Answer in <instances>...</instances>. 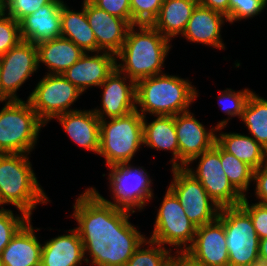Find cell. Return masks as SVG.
I'll use <instances>...</instances> for the list:
<instances>
[{
    "label": "cell",
    "instance_id": "40",
    "mask_svg": "<svg viewBox=\"0 0 267 266\" xmlns=\"http://www.w3.org/2000/svg\"><path fill=\"white\" fill-rule=\"evenodd\" d=\"M252 187L254 193L251 192L250 197L256 199L251 201L267 205V164L254 170Z\"/></svg>",
    "mask_w": 267,
    "mask_h": 266
},
{
    "label": "cell",
    "instance_id": "42",
    "mask_svg": "<svg viewBox=\"0 0 267 266\" xmlns=\"http://www.w3.org/2000/svg\"><path fill=\"white\" fill-rule=\"evenodd\" d=\"M259 265L267 266V237L259 240Z\"/></svg>",
    "mask_w": 267,
    "mask_h": 266
},
{
    "label": "cell",
    "instance_id": "36",
    "mask_svg": "<svg viewBox=\"0 0 267 266\" xmlns=\"http://www.w3.org/2000/svg\"><path fill=\"white\" fill-rule=\"evenodd\" d=\"M21 40L19 22L2 11L0 13V57Z\"/></svg>",
    "mask_w": 267,
    "mask_h": 266
},
{
    "label": "cell",
    "instance_id": "25",
    "mask_svg": "<svg viewBox=\"0 0 267 266\" xmlns=\"http://www.w3.org/2000/svg\"><path fill=\"white\" fill-rule=\"evenodd\" d=\"M38 66L47 71L44 74H63L85 53L71 40L59 37L36 45Z\"/></svg>",
    "mask_w": 267,
    "mask_h": 266
},
{
    "label": "cell",
    "instance_id": "30",
    "mask_svg": "<svg viewBox=\"0 0 267 266\" xmlns=\"http://www.w3.org/2000/svg\"><path fill=\"white\" fill-rule=\"evenodd\" d=\"M220 159L223 170L232 186L243 196L250 194L253 183L254 169L220 146Z\"/></svg>",
    "mask_w": 267,
    "mask_h": 266
},
{
    "label": "cell",
    "instance_id": "16",
    "mask_svg": "<svg viewBox=\"0 0 267 266\" xmlns=\"http://www.w3.org/2000/svg\"><path fill=\"white\" fill-rule=\"evenodd\" d=\"M185 253L204 266H229L223 223L217 218L197 227L194 240Z\"/></svg>",
    "mask_w": 267,
    "mask_h": 266
},
{
    "label": "cell",
    "instance_id": "1",
    "mask_svg": "<svg viewBox=\"0 0 267 266\" xmlns=\"http://www.w3.org/2000/svg\"><path fill=\"white\" fill-rule=\"evenodd\" d=\"M76 197L69 217L76 222L86 266H125L147 238L130 220L137 212L106 201L93 185Z\"/></svg>",
    "mask_w": 267,
    "mask_h": 266
},
{
    "label": "cell",
    "instance_id": "46",
    "mask_svg": "<svg viewBox=\"0 0 267 266\" xmlns=\"http://www.w3.org/2000/svg\"><path fill=\"white\" fill-rule=\"evenodd\" d=\"M3 11V1H0V13Z\"/></svg>",
    "mask_w": 267,
    "mask_h": 266
},
{
    "label": "cell",
    "instance_id": "6",
    "mask_svg": "<svg viewBox=\"0 0 267 266\" xmlns=\"http://www.w3.org/2000/svg\"><path fill=\"white\" fill-rule=\"evenodd\" d=\"M45 127L27 100H10L0 109V154L31 155Z\"/></svg>",
    "mask_w": 267,
    "mask_h": 266
},
{
    "label": "cell",
    "instance_id": "12",
    "mask_svg": "<svg viewBox=\"0 0 267 266\" xmlns=\"http://www.w3.org/2000/svg\"><path fill=\"white\" fill-rule=\"evenodd\" d=\"M168 188L176 195L190 221L200 227L218 218L220 206L205 191L202 184L184 167H169Z\"/></svg>",
    "mask_w": 267,
    "mask_h": 266
},
{
    "label": "cell",
    "instance_id": "28",
    "mask_svg": "<svg viewBox=\"0 0 267 266\" xmlns=\"http://www.w3.org/2000/svg\"><path fill=\"white\" fill-rule=\"evenodd\" d=\"M198 0H163L152 26L171 42L184 33Z\"/></svg>",
    "mask_w": 267,
    "mask_h": 266
},
{
    "label": "cell",
    "instance_id": "34",
    "mask_svg": "<svg viewBox=\"0 0 267 266\" xmlns=\"http://www.w3.org/2000/svg\"><path fill=\"white\" fill-rule=\"evenodd\" d=\"M267 10V0H229V25L252 20Z\"/></svg>",
    "mask_w": 267,
    "mask_h": 266
},
{
    "label": "cell",
    "instance_id": "24",
    "mask_svg": "<svg viewBox=\"0 0 267 266\" xmlns=\"http://www.w3.org/2000/svg\"><path fill=\"white\" fill-rule=\"evenodd\" d=\"M143 118L144 148L171 153V167H179V146L174 116H152Z\"/></svg>",
    "mask_w": 267,
    "mask_h": 266
},
{
    "label": "cell",
    "instance_id": "41",
    "mask_svg": "<svg viewBox=\"0 0 267 266\" xmlns=\"http://www.w3.org/2000/svg\"><path fill=\"white\" fill-rule=\"evenodd\" d=\"M198 4L222 13L229 20V0H198Z\"/></svg>",
    "mask_w": 267,
    "mask_h": 266
},
{
    "label": "cell",
    "instance_id": "7",
    "mask_svg": "<svg viewBox=\"0 0 267 266\" xmlns=\"http://www.w3.org/2000/svg\"><path fill=\"white\" fill-rule=\"evenodd\" d=\"M107 186L110 199L103 197L106 201L115 206L126 208L134 212H142L146 206L154 202L158 196L154 193L153 176H150L148 169L137 166L135 163H124L113 165L107 168ZM152 177V178H151ZM154 198V199H153Z\"/></svg>",
    "mask_w": 267,
    "mask_h": 266
},
{
    "label": "cell",
    "instance_id": "14",
    "mask_svg": "<svg viewBox=\"0 0 267 266\" xmlns=\"http://www.w3.org/2000/svg\"><path fill=\"white\" fill-rule=\"evenodd\" d=\"M100 104L91 108L100 120L125 116L136 110V82L117 68L98 87Z\"/></svg>",
    "mask_w": 267,
    "mask_h": 266
},
{
    "label": "cell",
    "instance_id": "45",
    "mask_svg": "<svg viewBox=\"0 0 267 266\" xmlns=\"http://www.w3.org/2000/svg\"><path fill=\"white\" fill-rule=\"evenodd\" d=\"M9 101H10V99L4 94V92L2 91L1 86H0V104L4 105Z\"/></svg>",
    "mask_w": 267,
    "mask_h": 266
},
{
    "label": "cell",
    "instance_id": "31",
    "mask_svg": "<svg viewBox=\"0 0 267 266\" xmlns=\"http://www.w3.org/2000/svg\"><path fill=\"white\" fill-rule=\"evenodd\" d=\"M254 90L248 87L240 90H234L232 88H226L224 90H218L217 104L221 112L227 117L220 119L215 125L217 128L227 126L229 122L237 117L241 118L246 102Z\"/></svg>",
    "mask_w": 267,
    "mask_h": 266
},
{
    "label": "cell",
    "instance_id": "17",
    "mask_svg": "<svg viewBox=\"0 0 267 266\" xmlns=\"http://www.w3.org/2000/svg\"><path fill=\"white\" fill-rule=\"evenodd\" d=\"M116 68V56L109 52H85L62 75L83 94L98 88Z\"/></svg>",
    "mask_w": 267,
    "mask_h": 266
},
{
    "label": "cell",
    "instance_id": "22",
    "mask_svg": "<svg viewBox=\"0 0 267 266\" xmlns=\"http://www.w3.org/2000/svg\"><path fill=\"white\" fill-rule=\"evenodd\" d=\"M32 218L16 233L0 255L2 266H41L42 243Z\"/></svg>",
    "mask_w": 267,
    "mask_h": 266
},
{
    "label": "cell",
    "instance_id": "4",
    "mask_svg": "<svg viewBox=\"0 0 267 266\" xmlns=\"http://www.w3.org/2000/svg\"><path fill=\"white\" fill-rule=\"evenodd\" d=\"M30 158L23 153L0 154V208L11 205L33 218L37 206H47L52 200L40 184Z\"/></svg>",
    "mask_w": 267,
    "mask_h": 266
},
{
    "label": "cell",
    "instance_id": "23",
    "mask_svg": "<svg viewBox=\"0 0 267 266\" xmlns=\"http://www.w3.org/2000/svg\"><path fill=\"white\" fill-rule=\"evenodd\" d=\"M42 242L41 266H82L86 264L84 248L78 231L73 227Z\"/></svg>",
    "mask_w": 267,
    "mask_h": 266
},
{
    "label": "cell",
    "instance_id": "26",
    "mask_svg": "<svg viewBox=\"0 0 267 266\" xmlns=\"http://www.w3.org/2000/svg\"><path fill=\"white\" fill-rule=\"evenodd\" d=\"M227 126L216 129V142L228 153L251 166L254 170L267 164V150L250 135L225 132Z\"/></svg>",
    "mask_w": 267,
    "mask_h": 266
},
{
    "label": "cell",
    "instance_id": "3",
    "mask_svg": "<svg viewBox=\"0 0 267 266\" xmlns=\"http://www.w3.org/2000/svg\"><path fill=\"white\" fill-rule=\"evenodd\" d=\"M187 78L162 73L136 82V110L143 116H175L190 111L201 95Z\"/></svg>",
    "mask_w": 267,
    "mask_h": 266
},
{
    "label": "cell",
    "instance_id": "10",
    "mask_svg": "<svg viewBox=\"0 0 267 266\" xmlns=\"http://www.w3.org/2000/svg\"><path fill=\"white\" fill-rule=\"evenodd\" d=\"M38 80L26 100L46 126L55 117L78 110L73 105L83 93L62 74H45Z\"/></svg>",
    "mask_w": 267,
    "mask_h": 266
},
{
    "label": "cell",
    "instance_id": "35",
    "mask_svg": "<svg viewBox=\"0 0 267 266\" xmlns=\"http://www.w3.org/2000/svg\"><path fill=\"white\" fill-rule=\"evenodd\" d=\"M163 0H130L131 25L149 24L157 18Z\"/></svg>",
    "mask_w": 267,
    "mask_h": 266
},
{
    "label": "cell",
    "instance_id": "32",
    "mask_svg": "<svg viewBox=\"0 0 267 266\" xmlns=\"http://www.w3.org/2000/svg\"><path fill=\"white\" fill-rule=\"evenodd\" d=\"M173 252L160 243L146 238L125 266H162Z\"/></svg>",
    "mask_w": 267,
    "mask_h": 266
},
{
    "label": "cell",
    "instance_id": "37",
    "mask_svg": "<svg viewBox=\"0 0 267 266\" xmlns=\"http://www.w3.org/2000/svg\"><path fill=\"white\" fill-rule=\"evenodd\" d=\"M53 0H3V11L15 21H20L25 16L34 13L40 7L51 3Z\"/></svg>",
    "mask_w": 267,
    "mask_h": 266
},
{
    "label": "cell",
    "instance_id": "8",
    "mask_svg": "<svg viewBox=\"0 0 267 266\" xmlns=\"http://www.w3.org/2000/svg\"><path fill=\"white\" fill-rule=\"evenodd\" d=\"M165 191L156 209L153 230L147 238L162 244L173 253H185L194 240L197 227L185 214L176 195L168 187Z\"/></svg>",
    "mask_w": 267,
    "mask_h": 266
},
{
    "label": "cell",
    "instance_id": "2",
    "mask_svg": "<svg viewBox=\"0 0 267 266\" xmlns=\"http://www.w3.org/2000/svg\"><path fill=\"white\" fill-rule=\"evenodd\" d=\"M172 48L171 41L152 25H132L115 55L116 68L135 82L165 73V61Z\"/></svg>",
    "mask_w": 267,
    "mask_h": 266
},
{
    "label": "cell",
    "instance_id": "29",
    "mask_svg": "<svg viewBox=\"0 0 267 266\" xmlns=\"http://www.w3.org/2000/svg\"><path fill=\"white\" fill-rule=\"evenodd\" d=\"M248 135L267 150V99L253 91L239 119Z\"/></svg>",
    "mask_w": 267,
    "mask_h": 266
},
{
    "label": "cell",
    "instance_id": "18",
    "mask_svg": "<svg viewBox=\"0 0 267 266\" xmlns=\"http://www.w3.org/2000/svg\"><path fill=\"white\" fill-rule=\"evenodd\" d=\"M229 24L228 17L220 12L197 4L180 39L195 44H202L212 49L226 50L222 37L224 25Z\"/></svg>",
    "mask_w": 267,
    "mask_h": 266
},
{
    "label": "cell",
    "instance_id": "5",
    "mask_svg": "<svg viewBox=\"0 0 267 266\" xmlns=\"http://www.w3.org/2000/svg\"><path fill=\"white\" fill-rule=\"evenodd\" d=\"M143 118L134 110L125 116L100 120L98 156L104 158L106 168L134 161L144 146Z\"/></svg>",
    "mask_w": 267,
    "mask_h": 266
},
{
    "label": "cell",
    "instance_id": "27",
    "mask_svg": "<svg viewBox=\"0 0 267 266\" xmlns=\"http://www.w3.org/2000/svg\"><path fill=\"white\" fill-rule=\"evenodd\" d=\"M81 9L76 10L65 0L61 7V37L71 40L84 52H97V41L88 23L85 11V0Z\"/></svg>",
    "mask_w": 267,
    "mask_h": 266
},
{
    "label": "cell",
    "instance_id": "13",
    "mask_svg": "<svg viewBox=\"0 0 267 266\" xmlns=\"http://www.w3.org/2000/svg\"><path fill=\"white\" fill-rule=\"evenodd\" d=\"M37 46L21 40L0 57V86L10 100H21L19 90L39 73Z\"/></svg>",
    "mask_w": 267,
    "mask_h": 266
},
{
    "label": "cell",
    "instance_id": "11",
    "mask_svg": "<svg viewBox=\"0 0 267 266\" xmlns=\"http://www.w3.org/2000/svg\"><path fill=\"white\" fill-rule=\"evenodd\" d=\"M184 168L202 184L220 208L238 206L242 202L244 197L232 186L223 170L217 142L210 150L194 157Z\"/></svg>",
    "mask_w": 267,
    "mask_h": 266
},
{
    "label": "cell",
    "instance_id": "39",
    "mask_svg": "<svg viewBox=\"0 0 267 266\" xmlns=\"http://www.w3.org/2000/svg\"><path fill=\"white\" fill-rule=\"evenodd\" d=\"M99 9L128 21L131 24L130 0H90Z\"/></svg>",
    "mask_w": 267,
    "mask_h": 266
},
{
    "label": "cell",
    "instance_id": "20",
    "mask_svg": "<svg viewBox=\"0 0 267 266\" xmlns=\"http://www.w3.org/2000/svg\"><path fill=\"white\" fill-rule=\"evenodd\" d=\"M61 125L67 137L92 154L98 155L100 147V119L92 109H79L61 114L53 121Z\"/></svg>",
    "mask_w": 267,
    "mask_h": 266
},
{
    "label": "cell",
    "instance_id": "33",
    "mask_svg": "<svg viewBox=\"0 0 267 266\" xmlns=\"http://www.w3.org/2000/svg\"><path fill=\"white\" fill-rule=\"evenodd\" d=\"M30 219L31 217L20 210L17 213L13 208H0V255L10 240Z\"/></svg>",
    "mask_w": 267,
    "mask_h": 266
},
{
    "label": "cell",
    "instance_id": "9",
    "mask_svg": "<svg viewBox=\"0 0 267 266\" xmlns=\"http://www.w3.org/2000/svg\"><path fill=\"white\" fill-rule=\"evenodd\" d=\"M218 219L224 226L229 266H258L260 239L250 215L238 205L222 207Z\"/></svg>",
    "mask_w": 267,
    "mask_h": 266
},
{
    "label": "cell",
    "instance_id": "19",
    "mask_svg": "<svg viewBox=\"0 0 267 266\" xmlns=\"http://www.w3.org/2000/svg\"><path fill=\"white\" fill-rule=\"evenodd\" d=\"M85 11L97 41V52L104 51L116 55L122 48L132 25L99 9L90 0H85Z\"/></svg>",
    "mask_w": 267,
    "mask_h": 266
},
{
    "label": "cell",
    "instance_id": "44",
    "mask_svg": "<svg viewBox=\"0 0 267 266\" xmlns=\"http://www.w3.org/2000/svg\"><path fill=\"white\" fill-rule=\"evenodd\" d=\"M162 266H178V253H173Z\"/></svg>",
    "mask_w": 267,
    "mask_h": 266
},
{
    "label": "cell",
    "instance_id": "43",
    "mask_svg": "<svg viewBox=\"0 0 267 266\" xmlns=\"http://www.w3.org/2000/svg\"><path fill=\"white\" fill-rule=\"evenodd\" d=\"M178 266H204L195 262L186 253H178Z\"/></svg>",
    "mask_w": 267,
    "mask_h": 266
},
{
    "label": "cell",
    "instance_id": "15",
    "mask_svg": "<svg viewBox=\"0 0 267 266\" xmlns=\"http://www.w3.org/2000/svg\"><path fill=\"white\" fill-rule=\"evenodd\" d=\"M187 111L174 116L179 146V167H185L194 157L210 150L216 142V126L209 127Z\"/></svg>",
    "mask_w": 267,
    "mask_h": 266
},
{
    "label": "cell",
    "instance_id": "38",
    "mask_svg": "<svg viewBox=\"0 0 267 266\" xmlns=\"http://www.w3.org/2000/svg\"><path fill=\"white\" fill-rule=\"evenodd\" d=\"M249 195L244 197L240 206L250 215L259 239L267 237V205L253 201Z\"/></svg>",
    "mask_w": 267,
    "mask_h": 266
},
{
    "label": "cell",
    "instance_id": "21",
    "mask_svg": "<svg viewBox=\"0 0 267 266\" xmlns=\"http://www.w3.org/2000/svg\"><path fill=\"white\" fill-rule=\"evenodd\" d=\"M65 0H53L19 21L22 40L35 45L61 37V7Z\"/></svg>",
    "mask_w": 267,
    "mask_h": 266
}]
</instances>
